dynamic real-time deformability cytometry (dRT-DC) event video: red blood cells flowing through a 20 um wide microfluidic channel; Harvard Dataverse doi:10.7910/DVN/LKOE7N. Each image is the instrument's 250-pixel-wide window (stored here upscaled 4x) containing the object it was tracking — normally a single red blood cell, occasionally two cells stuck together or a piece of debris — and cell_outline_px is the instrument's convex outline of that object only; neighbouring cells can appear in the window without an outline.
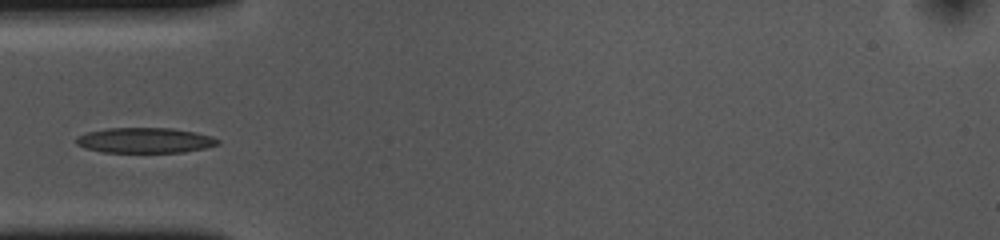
{"species": "common noctule bat (a hibernating species)", "species_latin": "Nyctalus noctula", "temperature_condition": "cold", "stored_images_in_passage": 31, "camera_frame_rate_fps": 3000, "um_per_image_px": 0.085, "animal": {"sex": "female", "body_mass_g": 10.0, "forearm_length_mm": 53.1}, "frame": {"image": 1, "passage_image": 1, "time_ms": 0.0, "image_size_px": [1000, 240], "cell_outline_px": [[220, 144], [204, 148], [184, 152], [104, 152], [84, 148], [76, 144], [76, 136], [88, 132], [108, 128], [172, 128], [196, 132], [212, 136], [220, 140]], "centroid_in_image_um": [12.33, 11.93], "position_along_channel_um": 72.7, "area_um2": 20.92}}
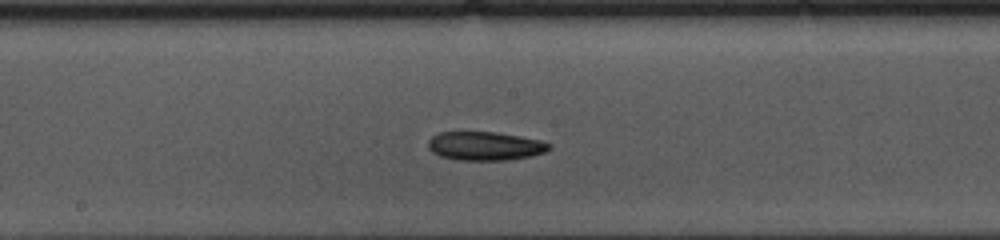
{"frame": {"image": 2, "passage_image": 12, "time_ms": 3.667, "image_size_px": [1000, 240], "cell_outline_px": [[552, 148], [544, 152], [532, 156], [504, 160], [456, 160], [440, 156], [432, 152], [428, 148], [428, 140], [432, 136], [440, 132], [496, 132], [520, 136], [540, 140], [552, 144]], "centroid_in_image_um": [41.23, 12.41], "position_along_channel_um": 207.0, "area_um2": 20.35}}
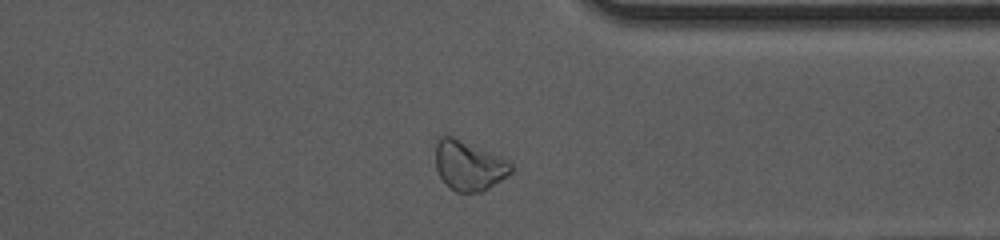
{"frame": {"image": 3, "passage_image": 26, "time_ms": 8.333, "image_size_px": [1000, 240], "cell_outline_px": [[512, 172], [488, 188], [480, 192], [456, 192], [440, 176], [436, 168], [436, 136], [444, 132], [508, 160], [512, 164]], "centroid_in_image_um": [39.81, 14.02], "position_along_channel_um": 371.6, "area_um2": 21.79}}